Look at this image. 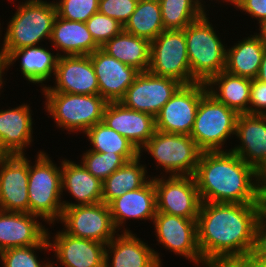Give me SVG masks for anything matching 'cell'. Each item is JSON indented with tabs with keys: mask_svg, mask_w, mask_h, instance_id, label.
Segmentation results:
<instances>
[{
	"mask_svg": "<svg viewBox=\"0 0 266 267\" xmlns=\"http://www.w3.org/2000/svg\"><path fill=\"white\" fill-rule=\"evenodd\" d=\"M265 207L266 203L201 202L197 233L205 267H234L248 256Z\"/></svg>",
	"mask_w": 266,
	"mask_h": 267,
	"instance_id": "1",
	"label": "cell"
},
{
	"mask_svg": "<svg viewBox=\"0 0 266 267\" xmlns=\"http://www.w3.org/2000/svg\"><path fill=\"white\" fill-rule=\"evenodd\" d=\"M194 179L201 202L266 203V179L231 150L202 152Z\"/></svg>",
	"mask_w": 266,
	"mask_h": 267,
	"instance_id": "2",
	"label": "cell"
},
{
	"mask_svg": "<svg viewBox=\"0 0 266 267\" xmlns=\"http://www.w3.org/2000/svg\"><path fill=\"white\" fill-rule=\"evenodd\" d=\"M21 3L8 22L0 49L6 56L13 50L38 46L43 39L49 40L57 17L54 0L50 3L46 0H26Z\"/></svg>",
	"mask_w": 266,
	"mask_h": 267,
	"instance_id": "3",
	"label": "cell"
},
{
	"mask_svg": "<svg viewBox=\"0 0 266 267\" xmlns=\"http://www.w3.org/2000/svg\"><path fill=\"white\" fill-rule=\"evenodd\" d=\"M208 18L205 12L183 29L191 69V84L206 83L225 70L227 46L225 48Z\"/></svg>",
	"mask_w": 266,
	"mask_h": 267,
	"instance_id": "4",
	"label": "cell"
},
{
	"mask_svg": "<svg viewBox=\"0 0 266 267\" xmlns=\"http://www.w3.org/2000/svg\"><path fill=\"white\" fill-rule=\"evenodd\" d=\"M44 151L38 152L35 165L29 160L28 198L29 213L54 224L63 213L61 166Z\"/></svg>",
	"mask_w": 266,
	"mask_h": 267,
	"instance_id": "5",
	"label": "cell"
},
{
	"mask_svg": "<svg viewBox=\"0 0 266 267\" xmlns=\"http://www.w3.org/2000/svg\"><path fill=\"white\" fill-rule=\"evenodd\" d=\"M45 111L52 116L58 127L69 132L83 131L102 122L108 102L100 95L70 93H43Z\"/></svg>",
	"mask_w": 266,
	"mask_h": 267,
	"instance_id": "6",
	"label": "cell"
},
{
	"mask_svg": "<svg viewBox=\"0 0 266 267\" xmlns=\"http://www.w3.org/2000/svg\"><path fill=\"white\" fill-rule=\"evenodd\" d=\"M238 114L206 92L198 105L190 137L202 152L223 151L235 135Z\"/></svg>",
	"mask_w": 266,
	"mask_h": 267,
	"instance_id": "7",
	"label": "cell"
},
{
	"mask_svg": "<svg viewBox=\"0 0 266 267\" xmlns=\"http://www.w3.org/2000/svg\"><path fill=\"white\" fill-rule=\"evenodd\" d=\"M147 151L169 176H194L202 151L190 135L166 133L156 130L140 149ZM142 153V154H141Z\"/></svg>",
	"mask_w": 266,
	"mask_h": 267,
	"instance_id": "8",
	"label": "cell"
},
{
	"mask_svg": "<svg viewBox=\"0 0 266 267\" xmlns=\"http://www.w3.org/2000/svg\"><path fill=\"white\" fill-rule=\"evenodd\" d=\"M148 71L168 77L182 85L191 84V69L184 30H164L150 44Z\"/></svg>",
	"mask_w": 266,
	"mask_h": 267,
	"instance_id": "9",
	"label": "cell"
},
{
	"mask_svg": "<svg viewBox=\"0 0 266 267\" xmlns=\"http://www.w3.org/2000/svg\"><path fill=\"white\" fill-rule=\"evenodd\" d=\"M60 221L67 234L106 245L118 232L113 225L109 206L104 202L63 207Z\"/></svg>",
	"mask_w": 266,
	"mask_h": 267,
	"instance_id": "10",
	"label": "cell"
},
{
	"mask_svg": "<svg viewBox=\"0 0 266 267\" xmlns=\"http://www.w3.org/2000/svg\"><path fill=\"white\" fill-rule=\"evenodd\" d=\"M168 178V179H167ZM157 212L197 219L201 199L194 176L154 177Z\"/></svg>",
	"mask_w": 266,
	"mask_h": 267,
	"instance_id": "11",
	"label": "cell"
},
{
	"mask_svg": "<svg viewBox=\"0 0 266 267\" xmlns=\"http://www.w3.org/2000/svg\"><path fill=\"white\" fill-rule=\"evenodd\" d=\"M206 92V84L202 82L182 85L155 116L156 130L190 135L198 105Z\"/></svg>",
	"mask_w": 266,
	"mask_h": 267,
	"instance_id": "12",
	"label": "cell"
},
{
	"mask_svg": "<svg viewBox=\"0 0 266 267\" xmlns=\"http://www.w3.org/2000/svg\"><path fill=\"white\" fill-rule=\"evenodd\" d=\"M153 223L157 240L165 249L205 267L198 245L197 219L157 212Z\"/></svg>",
	"mask_w": 266,
	"mask_h": 267,
	"instance_id": "13",
	"label": "cell"
},
{
	"mask_svg": "<svg viewBox=\"0 0 266 267\" xmlns=\"http://www.w3.org/2000/svg\"><path fill=\"white\" fill-rule=\"evenodd\" d=\"M181 86L175 79L140 72L119 102L155 117Z\"/></svg>",
	"mask_w": 266,
	"mask_h": 267,
	"instance_id": "14",
	"label": "cell"
},
{
	"mask_svg": "<svg viewBox=\"0 0 266 267\" xmlns=\"http://www.w3.org/2000/svg\"><path fill=\"white\" fill-rule=\"evenodd\" d=\"M55 86H43L42 93L99 95V85L89 55L58 57Z\"/></svg>",
	"mask_w": 266,
	"mask_h": 267,
	"instance_id": "15",
	"label": "cell"
},
{
	"mask_svg": "<svg viewBox=\"0 0 266 267\" xmlns=\"http://www.w3.org/2000/svg\"><path fill=\"white\" fill-rule=\"evenodd\" d=\"M29 160L26 155L0 158V210L29 213Z\"/></svg>",
	"mask_w": 266,
	"mask_h": 267,
	"instance_id": "16",
	"label": "cell"
},
{
	"mask_svg": "<svg viewBox=\"0 0 266 267\" xmlns=\"http://www.w3.org/2000/svg\"><path fill=\"white\" fill-rule=\"evenodd\" d=\"M235 135L241 144L230 150L266 179V115L239 114Z\"/></svg>",
	"mask_w": 266,
	"mask_h": 267,
	"instance_id": "17",
	"label": "cell"
},
{
	"mask_svg": "<svg viewBox=\"0 0 266 267\" xmlns=\"http://www.w3.org/2000/svg\"><path fill=\"white\" fill-rule=\"evenodd\" d=\"M89 56L97 76L99 95L107 102H119L140 71L109 56L101 48Z\"/></svg>",
	"mask_w": 266,
	"mask_h": 267,
	"instance_id": "18",
	"label": "cell"
},
{
	"mask_svg": "<svg viewBox=\"0 0 266 267\" xmlns=\"http://www.w3.org/2000/svg\"><path fill=\"white\" fill-rule=\"evenodd\" d=\"M102 122L127 138L139 151L156 131L154 116L127 108L120 102H108Z\"/></svg>",
	"mask_w": 266,
	"mask_h": 267,
	"instance_id": "19",
	"label": "cell"
},
{
	"mask_svg": "<svg viewBox=\"0 0 266 267\" xmlns=\"http://www.w3.org/2000/svg\"><path fill=\"white\" fill-rule=\"evenodd\" d=\"M50 241L56 259L64 267H105L106 244L73 237L64 230Z\"/></svg>",
	"mask_w": 266,
	"mask_h": 267,
	"instance_id": "20",
	"label": "cell"
},
{
	"mask_svg": "<svg viewBox=\"0 0 266 267\" xmlns=\"http://www.w3.org/2000/svg\"><path fill=\"white\" fill-rule=\"evenodd\" d=\"M124 231V232H123ZM106 245L105 267H161L160 253L151 249L129 229ZM113 254V255H112ZM111 260V263H110Z\"/></svg>",
	"mask_w": 266,
	"mask_h": 267,
	"instance_id": "21",
	"label": "cell"
},
{
	"mask_svg": "<svg viewBox=\"0 0 266 267\" xmlns=\"http://www.w3.org/2000/svg\"><path fill=\"white\" fill-rule=\"evenodd\" d=\"M36 215L0 210V252L9 248L41 244L48 236V228ZM46 228V229H45Z\"/></svg>",
	"mask_w": 266,
	"mask_h": 267,
	"instance_id": "22",
	"label": "cell"
},
{
	"mask_svg": "<svg viewBox=\"0 0 266 267\" xmlns=\"http://www.w3.org/2000/svg\"><path fill=\"white\" fill-rule=\"evenodd\" d=\"M151 178L142 187L126 192L108 204L113 225L118 232L126 219H149L153 222L157 203L154 177Z\"/></svg>",
	"mask_w": 266,
	"mask_h": 267,
	"instance_id": "23",
	"label": "cell"
},
{
	"mask_svg": "<svg viewBox=\"0 0 266 267\" xmlns=\"http://www.w3.org/2000/svg\"><path fill=\"white\" fill-rule=\"evenodd\" d=\"M33 121L27 103L0 110V152L3 155H25L32 140Z\"/></svg>",
	"mask_w": 266,
	"mask_h": 267,
	"instance_id": "24",
	"label": "cell"
},
{
	"mask_svg": "<svg viewBox=\"0 0 266 267\" xmlns=\"http://www.w3.org/2000/svg\"><path fill=\"white\" fill-rule=\"evenodd\" d=\"M62 191L67 190L78 202L62 201L63 207L90 205L102 202V181L94 177L83 165L74 161H61Z\"/></svg>",
	"mask_w": 266,
	"mask_h": 267,
	"instance_id": "25",
	"label": "cell"
},
{
	"mask_svg": "<svg viewBox=\"0 0 266 267\" xmlns=\"http://www.w3.org/2000/svg\"><path fill=\"white\" fill-rule=\"evenodd\" d=\"M64 56L90 55L101 47L94 41L85 22L56 17L50 40Z\"/></svg>",
	"mask_w": 266,
	"mask_h": 267,
	"instance_id": "26",
	"label": "cell"
},
{
	"mask_svg": "<svg viewBox=\"0 0 266 267\" xmlns=\"http://www.w3.org/2000/svg\"><path fill=\"white\" fill-rule=\"evenodd\" d=\"M251 81L252 79L236 76L224 70L211 77L205 84L209 94L239 115L249 114Z\"/></svg>",
	"mask_w": 266,
	"mask_h": 267,
	"instance_id": "27",
	"label": "cell"
},
{
	"mask_svg": "<svg viewBox=\"0 0 266 267\" xmlns=\"http://www.w3.org/2000/svg\"><path fill=\"white\" fill-rule=\"evenodd\" d=\"M266 42L257 35H250L226 49L225 71L249 79H255L259 73Z\"/></svg>",
	"mask_w": 266,
	"mask_h": 267,
	"instance_id": "28",
	"label": "cell"
},
{
	"mask_svg": "<svg viewBox=\"0 0 266 267\" xmlns=\"http://www.w3.org/2000/svg\"><path fill=\"white\" fill-rule=\"evenodd\" d=\"M59 56V52L54 55L47 48L38 45L13 50L7 57L9 66L21 58L20 70L23 77L31 83L42 84L51 75H55Z\"/></svg>",
	"mask_w": 266,
	"mask_h": 267,
	"instance_id": "29",
	"label": "cell"
},
{
	"mask_svg": "<svg viewBox=\"0 0 266 267\" xmlns=\"http://www.w3.org/2000/svg\"><path fill=\"white\" fill-rule=\"evenodd\" d=\"M150 44L149 40L122 30L101 46V49L120 62L146 72L150 64Z\"/></svg>",
	"mask_w": 266,
	"mask_h": 267,
	"instance_id": "30",
	"label": "cell"
},
{
	"mask_svg": "<svg viewBox=\"0 0 266 267\" xmlns=\"http://www.w3.org/2000/svg\"><path fill=\"white\" fill-rule=\"evenodd\" d=\"M140 157L127 161L102 182V202L108 205L126 192L142 187L150 179L148 175L146 178L147 168L140 163Z\"/></svg>",
	"mask_w": 266,
	"mask_h": 267,
	"instance_id": "31",
	"label": "cell"
},
{
	"mask_svg": "<svg viewBox=\"0 0 266 267\" xmlns=\"http://www.w3.org/2000/svg\"><path fill=\"white\" fill-rule=\"evenodd\" d=\"M123 30L137 37L145 38L150 42L153 41L165 30L159 1H138L135 11L123 26Z\"/></svg>",
	"mask_w": 266,
	"mask_h": 267,
	"instance_id": "32",
	"label": "cell"
},
{
	"mask_svg": "<svg viewBox=\"0 0 266 267\" xmlns=\"http://www.w3.org/2000/svg\"><path fill=\"white\" fill-rule=\"evenodd\" d=\"M84 134L88 137L89 150L99 153L120 154L127 161L134 160L140 155V151L127 138L107 127L103 122L90 127Z\"/></svg>",
	"mask_w": 266,
	"mask_h": 267,
	"instance_id": "33",
	"label": "cell"
},
{
	"mask_svg": "<svg viewBox=\"0 0 266 267\" xmlns=\"http://www.w3.org/2000/svg\"><path fill=\"white\" fill-rule=\"evenodd\" d=\"M165 30H183L205 12L202 0H158Z\"/></svg>",
	"mask_w": 266,
	"mask_h": 267,
	"instance_id": "34",
	"label": "cell"
},
{
	"mask_svg": "<svg viewBox=\"0 0 266 267\" xmlns=\"http://www.w3.org/2000/svg\"><path fill=\"white\" fill-rule=\"evenodd\" d=\"M47 238L39 245L14 247L3 250L0 252V260H2L3 267H52V263L47 262L46 264L39 262L38 256L34 250H48L50 251L51 239L49 233Z\"/></svg>",
	"mask_w": 266,
	"mask_h": 267,
	"instance_id": "35",
	"label": "cell"
},
{
	"mask_svg": "<svg viewBox=\"0 0 266 267\" xmlns=\"http://www.w3.org/2000/svg\"><path fill=\"white\" fill-rule=\"evenodd\" d=\"M81 160L80 163L102 182L127 162L120 154L99 153L91 150L86 151Z\"/></svg>",
	"mask_w": 266,
	"mask_h": 267,
	"instance_id": "36",
	"label": "cell"
},
{
	"mask_svg": "<svg viewBox=\"0 0 266 267\" xmlns=\"http://www.w3.org/2000/svg\"><path fill=\"white\" fill-rule=\"evenodd\" d=\"M54 4L57 16L71 21L86 22L99 10V0H59Z\"/></svg>",
	"mask_w": 266,
	"mask_h": 267,
	"instance_id": "37",
	"label": "cell"
},
{
	"mask_svg": "<svg viewBox=\"0 0 266 267\" xmlns=\"http://www.w3.org/2000/svg\"><path fill=\"white\" fill-rule=\"evenodd\" d=\"M85 23L94 41L100 47L123 30L121 23L99 11L93 14Z\"/></svg>",
	"mask_w": 266,
	"mask_h": 267,
	"instance_id": "38",
	"label": "cell"
},
{
	"mask_svg": "<svg viewBox=\"0 0 266 267\" xmlns=\"http://www.w3.org/2000/svg\"><path fill=\"white\" fill-rule=\"evenodd\" d=\"M138 0H99V12L117 20L123 26L135 11Z\"/></svg>",
	"mask_w": 266,
	"mask_h": 267,
	"instance_id": "39",
	"label": "cell"
},
{
	"mask_svg": "<svg viewBox=\"0 0 266 267\" xmlns=\"http://www.w3.org/2000/svg\"><path fill=\"white\" fill-rule=\"evenodd\" d=\"M249 114L266 115V83L256 78L251 81Z\"/></svg>",
	"mask_w": 266,
	"mask_h": 267,
	"instance_id": "40",
	"label": "cell"
},
{
	"mask_svg": "<svg viewBox=\"0 0 266 267\" xmlns=\"http://www.w3.org/2000/svg\"><path fill=\"white\" fill-rule=\"evenodd\" d=\"M250 255L259 260L266 255V207L257 220Z\"/></svg>",
	"mask_w": 266,
	"mask_h": 267,
	"instance_id": "41",
	"label": "cell"
},
{
	"mask_svg": "<svg viewBox=\"0 0 266 267\" xmlns=\"http://www.w3.org/2000/svg\"><path fill=\"white\" fill-rule=\"evenodd\" d=\"M261 23L266 19V0H226Z\"/></svg>",
	"mask_w": 266,
	"mask_h": 267,
	"instance_id": "42",
	"label": "cell"
},
{
	"mask_svg": "<svg viewBox=\"0 0 266 267\" xmlns=\"http://www.w3.org/2000/svg\"><path fill=\"white\" fill-rule=\"evenodd\" d=\"M234 267H266V265L249 254L241 259Z\"/></svg>",
	"mask_w": 266,
	"mask_h": 267,
	"instance_id": "43",
	"label": "cell"
},
{
	"mask_svg": "<svg viewBox=\"0 0 266 267\" xmlns=\"http://www.w3.org/2000/svg\"><path fill=\"white\" fill-rule=\"evenodd\" d=\"M9 67L8 57L0 51V89L3 87L4 79L2 78V74L5 73L6 68Z\"/></svg>",
	"mask_w": 266,
	"mask_h": 267,
	"instance_id": "44",
	"label": "cell"
},
{
	"mask_svg": "<svg viewBox=\"0 0 266 267\" xmlns=\"http://www.w3.org/2000/svg\"><path fill=\"white\" fill-rule=\"evenodd\" d=\"M257 80L266 83V52L263 54Z\"/></svg>",
	"mask_w": 266,
	"mask_h": 267,
	"instance_id": "45",
	"label": "cell"
},
{
	"mask_svg": "<svg viewBox=\"0 0 266 267\" xmlns=\"http://www.w3.org/2000/svg\"><path fill=\"white\" fill-rule=\"evenodd\" d=\"M259 30L260 32L257 35L266 42V19L259 23Z\"/></svg>",
	"mask_w": 266,
	"mask_h": 267,
	"instance_id": "46",
	"label": "cell"
},
{
	"mask_svg": "<svg viewBox=\"0 0 266 267\" xmlns=\"http://www.w3.org/2000/svg\"><path fill=\"white\" fill-rule=\"evenodd\" d=\"M260 261H261L263 264L266 265V255L263 256V257L260 259Z\"/></svg>",
	"mask_w": 266,
	"mask_h": 267,
	"instance_id": "47",
	"label": "cell"
}]
</instances>
